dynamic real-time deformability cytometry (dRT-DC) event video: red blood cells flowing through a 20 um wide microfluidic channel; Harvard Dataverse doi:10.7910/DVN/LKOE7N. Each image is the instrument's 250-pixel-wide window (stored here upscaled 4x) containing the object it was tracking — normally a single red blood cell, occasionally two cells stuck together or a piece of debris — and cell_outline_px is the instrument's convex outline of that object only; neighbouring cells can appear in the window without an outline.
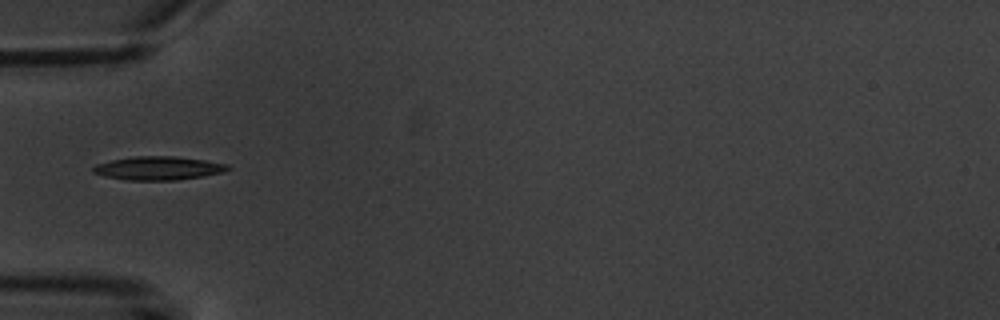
{"species": "common noctule bat (a hibernating species)", "species_latin": "Nyctalus noctula", "temperature_condition": "warm", "stored_images_in_passage": 2, "camera_frame_rate_fps": 3000, "um_per_image_px": 0.085, "animal": {"sex": "male", "body_mass_g": 20.1, "forearm_length_mm": 53.5}, "frame": {"image": 1, "passage_image": 2, "time_ms": 1.0, "image_size_px": [1000, 320], "cell_outline_px": [[232, 168], [224, 172], [204, 176], [176, 180], [124, 180], [104, 176], [92, 172], [92, 168], [96, 164], [112, 160], [132, 156], [176, 156], [204, 160], [228, 164]], "centroid_in_image_um": [13.47, 14.29], "position_along_channel_um": 71.5, "area_um2": 18.61}}